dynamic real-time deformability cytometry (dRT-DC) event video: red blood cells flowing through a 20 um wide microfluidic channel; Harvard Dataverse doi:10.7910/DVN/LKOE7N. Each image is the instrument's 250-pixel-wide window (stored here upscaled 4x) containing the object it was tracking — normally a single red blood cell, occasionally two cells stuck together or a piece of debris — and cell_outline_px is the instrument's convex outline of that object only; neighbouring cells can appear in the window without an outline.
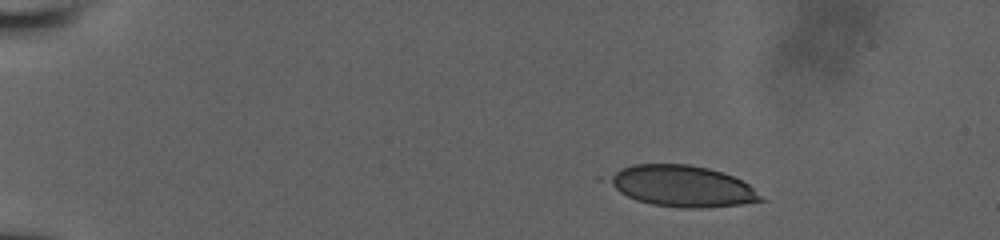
{"species": "human", "species_latin": "Homo sapiens", "temperature_condition": "room temperature", "stored_images_in_passage": 4, "camera_frame_rate_fps": 3000, "um_per_image_px": 0.085, "donor": {"sex": "male"}, "frame": {"image": 1, "passage_image": 1, "time_ms": 0.0, "image_size_px": [1000, 240], "cell_outline_px": [[768, 200], [740, 204], [700, 208], [680, 208], [652, 204], [636, 200], [596, 180], [596, 176], [632, 164], [688, 164], [708, 168], [732, 176], [748, 184]], "centroid_in_image_um": [57.78, 15.8], "position_along_channel_um": 27.2, "area_um2": 37.45}}